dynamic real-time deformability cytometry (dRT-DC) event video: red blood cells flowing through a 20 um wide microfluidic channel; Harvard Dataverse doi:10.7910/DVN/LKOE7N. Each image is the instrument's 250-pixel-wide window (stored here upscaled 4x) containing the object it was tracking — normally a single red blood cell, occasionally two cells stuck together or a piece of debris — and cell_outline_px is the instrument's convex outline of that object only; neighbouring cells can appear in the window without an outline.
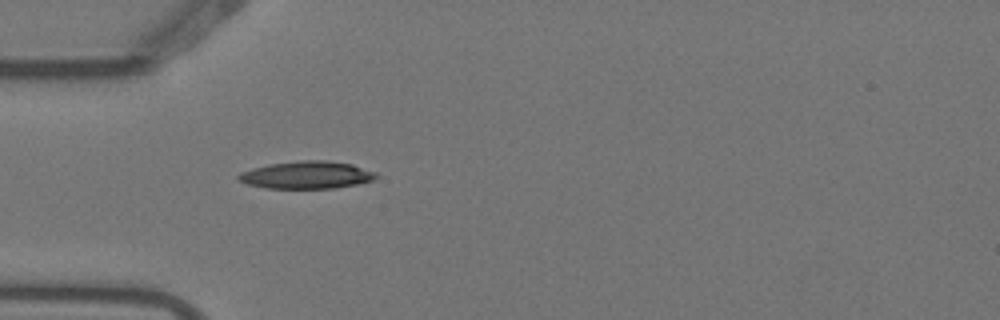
{"species": "Egyptian fruit bat (a non-hibernating species)", "species_latin": "Rousettus aegyptiacus", "temperature_condition": "warm", "stored_images_in_passage": 1, "camera_frame_rate_fps": 3000, "um_per_image_px": 0.085, "animal": {"sex": "female"}, "frame": {"image": 1, "passage_image": 1, "time_ms": 0.0, "image_size_px": [1000, 320], "cell_outline_px": [[376, 176], [372, 180], [356, 184], [336, 188], [264, 188], [248, 184], [240, 180], [236, 176], [240, 172], [252, 168], [272, 164], [304, 160], [324, 160], [352, 164], [376, 172]], "centroid_in_image_um": [26.06, 14.87], "position_along_channel_um": 58.9, "area_um2": 21.79}}